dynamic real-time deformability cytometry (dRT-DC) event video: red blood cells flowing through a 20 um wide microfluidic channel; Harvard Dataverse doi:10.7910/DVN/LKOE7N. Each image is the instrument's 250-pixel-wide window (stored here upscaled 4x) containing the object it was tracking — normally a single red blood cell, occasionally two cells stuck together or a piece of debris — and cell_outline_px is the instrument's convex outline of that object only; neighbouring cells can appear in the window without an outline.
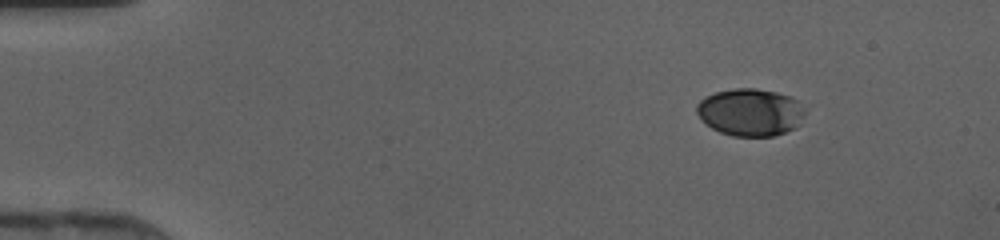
{"species": "human", "species_latin": "Homo sapiens", "temperature_condition": "cold", "stored_images_in_passage": 41, "camera_frame_rate_fps": 3000, "um_per_image_px": 0.085, "donor": {"sex": "female"}, "frame": {"image": 1, "passage_image": 1, "time_ms": 0.0, "image_size_px": [1000, 240], "cell_outline_px": [[808, 112], [800, 124], [796, 128], [772, 136], [732, 136], [720, 132], [712, 128], [700, 120], [696, 112], [696, 104], [704, 96], [716, 92], [736, 88], [756, 88], [776, 92], [788, 96], [796, 100]], "centroid_in_image_um": [63.77, 9.54], "position_along_channel_um": 21.2, "area_um2": 30.23}}
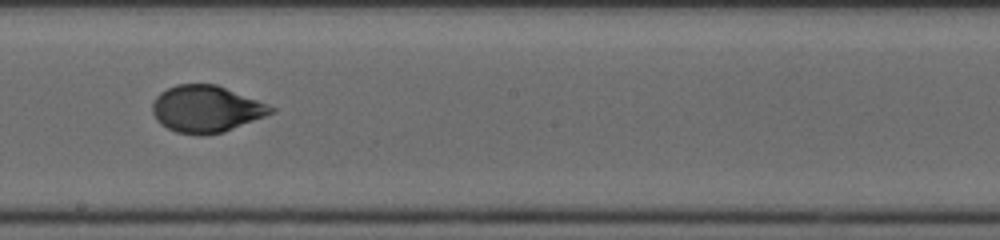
{"frame": {"image": 2, "passage_image": 22, "time_ms": 7.0, "image_size_px": [1000, 240], "cell_outline_px": [[276, 112], [224, 132], [200, 136], [176, 132], [160, 124], [156, 120], [152, 112], [152, 104], [156, 96], [160, 92], [176, 84], [216, 84], [268, 104], [276, 108]], "centroid_in_image_um": [17.52, 9.27], "position_along_channel_um": 230.7, "area_um2": 32.48}}
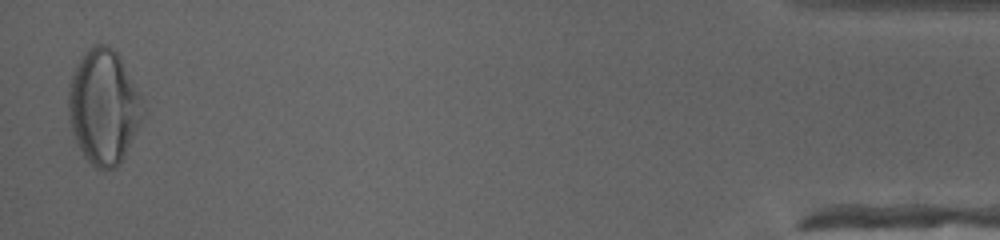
{"frame": {"image": 3, "passage_image": 41, "time_ms": 13.333, "image_size_px": [1000, 240], "cell_outline_px": [[144, 116], [120, 164], [116, 168], [104, 172], [96, 168], [84, 156], [72, 132], [68, 116], [68, 84], [76, 64], [80, 56], [92, 44], [104, 44], [112, 48], [120, 56], [140, 96], [144, 112]], "centroid_in_image_um": [8.78, 9.08], "position_along_channel_um": 426.4, "area_um2": 49.94}}